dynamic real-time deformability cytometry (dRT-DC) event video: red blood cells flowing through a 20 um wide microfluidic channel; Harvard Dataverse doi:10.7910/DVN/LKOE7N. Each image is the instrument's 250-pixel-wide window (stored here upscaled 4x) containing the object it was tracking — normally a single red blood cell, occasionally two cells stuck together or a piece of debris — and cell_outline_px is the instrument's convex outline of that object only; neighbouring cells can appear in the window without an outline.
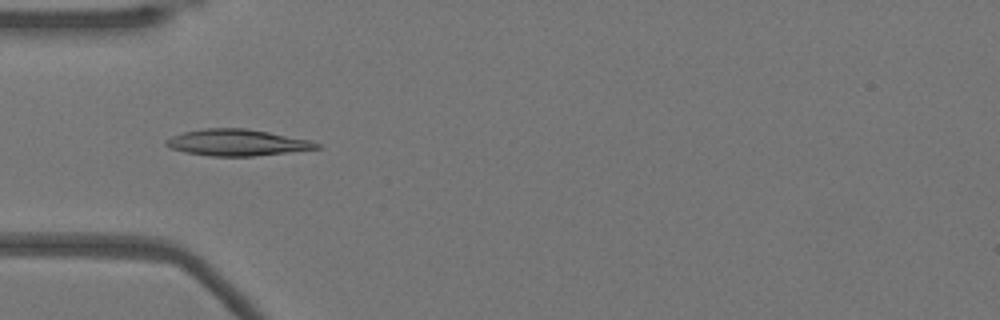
{"species": "Egyptian fruit bat (a non-hibernating species)", "species_latin": "Rousettus aegyptiacus", "temperature_condition": "warm", "stored_images_in_passage": 52, "camera_frame_rate_fps": 3000, "um_per_image_px": 0.085, "animal": {"sex": "female"}, "frame": {"image": 1, "passage_image": 16, "time_ms": 5.0, "image_size_px": [1000, 320], "cell_outline_px": [[320, 148], [252, 156], [212, 156], [184, 152], [172, 148], [164, 144], [164, 140], [172, 136], [184, 132], [204, 128], [244, 128], [268, 132], [308, 140], [320, 144]], "centroid_in_image_um": [20.09, 12.11], "position_along_channel_um": 64.9, "area_um2": 22.83}}
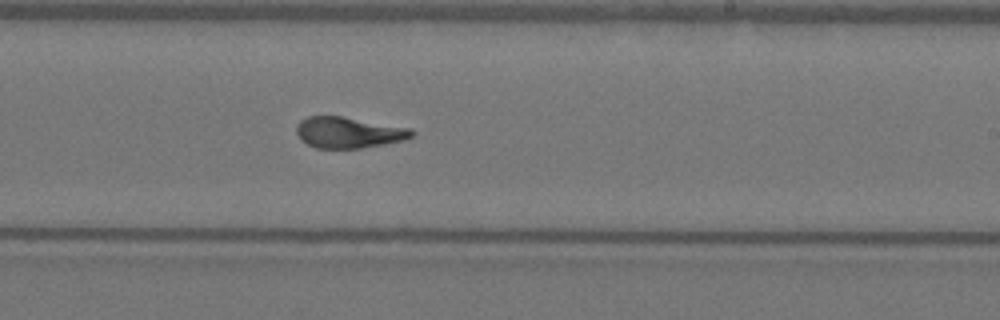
{"frame": {"image": 2, "passage_image": 31, "time_ms": 10.0, "image_size_px": [1000, 320], "cell_outline_px": [[416, 136], [404, 140], [384, 144], [360, 148], [316, 148], [300, 140], [296, 132], [296, 124], [300, 120], [308, 116], [340, 116], [412, 128], [416, 132]], "centroid_in_image_um": [29.65, 11.26], "position_along_channel_um": 259.4, "area_um2": 21.04}}
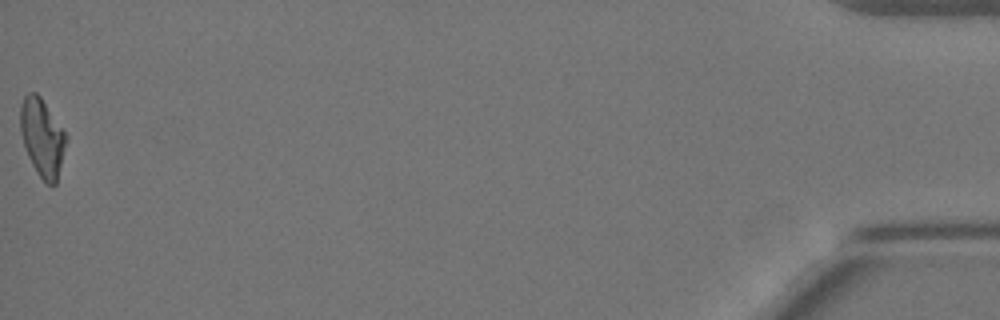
{"frame": {"image": 3, "passage_image": 52, "time_ms": 17.0, "image_size_px": [1000, 320], "cell_outline_px": [[68, 136], [56, 184], [52, 188], [36, 172], [28, 156], [20, 132], [20, 104], [24, 96], [28, 92], [36, 92], [40, 96]], "centroid_in_image_um": [3.58, 11.68], "position_along_channel_um": 431.6, "area_um2": 20.75}, "authors_computed_cell_mechanics": {"area_um2": 21.3282, "velocity_mm_per_s": 3.8947, "shape_relaxation_time_tau1_ms": 6.1717, "shape_relaxation_time_tau2_ms": 0.4216, "deformation_change_tau1": 0.2264, "deformation_change_tau2": 0.0619}}